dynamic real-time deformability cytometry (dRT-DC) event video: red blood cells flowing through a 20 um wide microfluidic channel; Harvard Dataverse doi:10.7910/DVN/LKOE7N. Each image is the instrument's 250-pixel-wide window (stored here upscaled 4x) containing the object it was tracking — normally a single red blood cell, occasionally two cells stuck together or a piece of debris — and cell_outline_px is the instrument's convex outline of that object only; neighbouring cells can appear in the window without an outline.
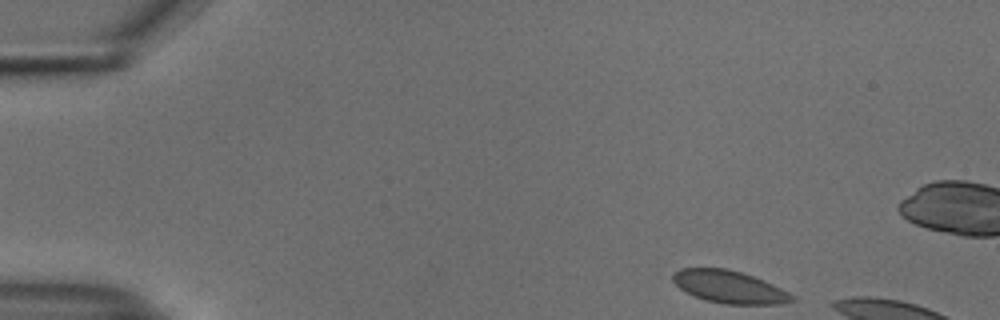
{"species": "common noctule bat (a hibernating species)", "species_latin": "Nyctalus noctula", "temperature_condition": "cold", "stored_images_in_passage": 8, "camera_frame_rate_fps": 3000, "um_per_image_px": 0.085, "animal": {"sex": "male", "body_mass_g": 18.8}, "frame": {"image": 1, "passage_image": 1, "time_ms": 0.0, "image_size_px": [1000, 320], "cell_outline_px": [[796, 300], [780, 304], [724, 304], [704, 300], [680, 288], [672, 280], [672, 272], [680, 268], [728, 268], [764, 280], [796, 296]], "centroid_in_image_um": [61.99, 24.38], "position_along_channel_um": 23.0, "area_um2": 22.54}}